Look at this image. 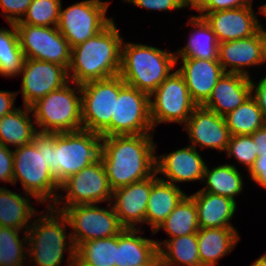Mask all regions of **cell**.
I'll return each instance as SVG.
<instances>
[{
	"mask_svg": "<svg viewBox=\"0 0 266 266\" xmlns=\"http://www.w3.org/2000/svg\"><path fill=\"white\" fill-rule=\"evenodd\" d=\"M152 134L102 137L101 160L110 188L130 185L156 173Z\"/></svg>",
	"mask_w": 266,
	"mask_h": 266,
	"instance_id": "obj_1",
	"label": "cell"
},
{
	"mask_svg": "<svg viewBox=\"0 0 266 266\" xmlns=\"http://www.w3.org/2000/svg\"><path fill=\"white\" fill-rule=\"evenodd\" d=\"M123 38L112 20L101 32L71 48L69 79L75 84L119 75Z\"/></svg>",
	"mask_w": 266,
	"mask_h": 266,
	"instance_id": "obj_2",
	"label": "cell"
},
{
	"mask_svg": "<svg viewBox=\"0 0 266 266\" xmlns=\"http://www.w3.org/2000/svg\"><path fill=\"white\" fill-rule=\"evenodd\" d=\"M54 142V133L38 132L33 141L13 151V183L20 180L25 193L34 197L37 202H49L55 206L60 185L48 168L47 150Z\"/></svg>",
	"mask_w": 266,
	"mask_h": 266,
	"instance_id": "obj_3",
	"label": "cell"
},
{
	"mask_svg": "<svg viewBox=\"0 0 266 266\" xmlns=\"http://www.w3.org/2000/svg\"><path fill=\"white\" fill-rule=\"evenodd\" d=\"M123 43L119 76L150 95L171 74L175 54L144 44Z\"/></svg>",
	"mask_w": 266,
	"mask_h": 266,
	"instance_id": "obj_4",
	"label": "cell"
},
{
	"mask_svg": "<svg viewBox=\"0 0 266 266\" xmlns=\"http://www.w3.org/2000/svg\"><path fill=\"white\" fill-rule=\"evenodd\" d=\"M102 136L81 129L54 133V142L47 150L48 168L60 185L68 177L98 161L101 157Z\"/></svg>",
	"mask_w": 266,
	"mask_h": 266,
	"instance_id": "obj_5",
	"label": "cell"
},
{
	"mask_svg": "<svg viewBox=\"0 0 266 266\" xmlns=\"http://www.w3.org/2000/svg\"><path fill=\"white\" fill-rule=\"evenodd\" d=\"M40 214L27 230V250L31 255V262L38 266H59L64 259V251L69 250V256H75L76 248L70 234L66 235L67 218L52 207ZM56 213V214H55ZM67 223V224H66ZM68 236V237H67ZM69 238V246L67 240ZM29 244V245H28ZM69 247V249H68Z\"/></svg>",
	"mask_w": 266,
	"mask_h": 266,
	"instance_id": "obj_6",
	"label": "cell"
},
{
	"mask_svg": "<svg viewBox=\"0 0 266 266\" xmlns=\"http://www.w3.org/2000/svg\"><path fill=\"white\" fill-rule=\"evenodd\" d=\"M79 94V95H77ZM81 86L64 85L30 106L34 122L42 133H64L82 128Z\"/></svg>",
	"mask_w": 266,
	"mask_h": 266,
	"instance_id": "obj_7",
	"label": "cell"
},
{
	"mask_svg": "<svg viewBox=\"0 0 266 266\" xmlns=\"http://www.w3.org/2000/svg\"><path fill=\"white\" fill-rule=\"evenodd\" d=\"M150 116V95L126 84L120 77V92L115 98L114 114L110 124L100 133L113 135H138L153 131Z\"/></svg>",
	"mask_w": 266,
	"mask_h": 266,
	"instance_id": "obj_8",
	"label": "cell"
},
{
	"mask_svg": "<svg viewBox=\"0 0 266 266\" xmlns=\"http://www.w3.org/2000/svg\"><path fill=\"white\" fill-rule=\"evenodd\" d=\"M196 107L197 104L191 98L184 77L176 70L150 94L152 126L155 128L157 124L164 122L185 125Z\"/></svg>",
	"mask_w": 266,
	"mask_h": 266,
	"instance_id": "obj_9",
	"label": "cell"
},
{
	"mask_svg": "<svg viewBox=\"0 0 266 266\" xmlns=\"http://www.w3.org/2000/svg\"><path fill=\"white\" fill-rule=\"evenodd\" d=\"M109 2L85 0L60 7L58 30L72 48L101 32L113 18H107Z\"/></svg>",
	"mask_w": 266,
	"mask_h": 266,
	"instance_id": "obj_10",
	"label": "cell"
},
{
	"mask_svg": "<svg viewBox=\"0 0 266 266\" xmlns=\"http://www.w3.org/2000/svg\"><path fill=\"white\" fill-rule=\"evenodd\" d=\"M109 209L99 208L96 204H80L64 208L61 212L67 218L73 244L118 235L124 227L111 203Z\"/></svg>",
	"mask_w": 266,
	"mask_h": 266,
	"instance_id": "obj_11",
	"label": "cell"
},
{
	"mask_svg": "<svg viewBox=\"0 0 266 266\" xmlns=\"http://www.w3.org/2000/svg\"><path fill=\"white\" fill-rule=\"evenodd\" d=\"M59 189L67 192L64 197L58 195L55 201L57 207L61 202L65 203L63 207L56 209V206H52L59 212L74 205L97 204L105 201L112 203L110 201H112L113 190L110 188L101 158L68 177L60 184ZM64 199L66 200L59 201Z\"/></svg>",
	"mask_w": 266,
	"mask_h": 266,
	"instance_id": "obj_12",
	"label": "cell"
},
{
	"mask_svg": "<svg viewBox=\"0 0 266 266\" xmlns=\"http://www.w3.org/2000/svg\"><path fill=\"white\" fill-rule=\"evenodd\" d=\"M15 26L25 58L56 63L68 70L71 47L57 27L28 24H15Z\"/></svg>",
	"mask_w": 266,
	"mask_h": 266,
	"instance_id": "obj_13",
	"label": "cell"
},
{
	"mask_svg": "<svg viewBox=\"0 0 266 266\" xmlns=\"http://www.w3.org/2000/svg\"><path fill=\"white\" fill-rule=\"evenodd\" d=\"M81 86L82 128L101 133L111 122L115 98L120 92V76L95 80Z\"/></svg>",
	"mask_w": 266,
	"mask_h": 266,
	"instance_id": "obj_14",
	"label": "cell"
},
{
	"mask_svg": "<svg viewBox=\"0 0 266 266\" xmlns=\"http://www.w3.org/2000/svg\"><path fill=\"white\" fill-rule=\"evenodd\" d=\"M24 106H31L40 98L68 82V70L59 64L25 58L21 70Z\"/></svg>",
	"mask_w": 266,
	"mask_h": 266,
	"instance_id": "obj_15",
	"label": "cell"
},
{
	"mask_svg": "<svg viewBox=\"0 0 266 266\" xmlns=\"http://www.w3.org/2000/svg\"><path fill=\"white\" fill-rule=\"evenodd\" d=\"M153 176L113 190L111 203L120 224L124 228L135 229L137 223L144 224L147 203L152 185L159 179Z\"/></svg>",
	"mask_w": 266,
	"mask_h": 266,
	"instance_id": "obj_16",
	"label": "cell"
},
{
	"mask_svg": "<svg viewBox=\"0 0 266 266\" xmlns=\"http://www.w3.org/2000/svg\"><path fill=\"white\" fill-rule=\"evenodd\" d=\"M185 124L184 129L188 131L192 147L196 148L199 144L201 148L226 151L231 135L223 116L197 106Z\"/></svg>",
	"mask_w": 266,
	"mask_h": 266,
	"instance_id": "obj_17",
	"label": "cell"
},
{
	"mask_svg": "<svg viewBox=\"0 0 266 266\" xmlns=\"http://www.w3.org/2000/svg\"><path fill=\"white\" fill-rule=\"evenodd\" d=\"M198 16L211 26L219 43L255 35L259 25L252 6L200 13Z\"/></svg>",
	"mask_w": 266,
	"mask_h": 266,
	"instance_id": "obj_18",
	"label": "cell"
},
{
	"mask_svg": "<svg viewBox=\"0 0 266 266\" xmlns=\"http://www.w3.org/2000/svg\"><path fill=\"white\" fill-rule=\"evenodd\" d=\"M205 167L206 164L201 155L191 145L163 156L156 155V173L163 174L170 180L160 177L159 179L175 186L176 183L186 181L203 182Z\"/></svg>",
	"mask_w": 266,
	"mask_h": 266,
	"instance_id": "obj_19",
	"label": "cell"
},
{
	"mask_svg": "<svg viewBox=\"0 0 266 266\" xmlns=\"http://www.w3.org/2000/svg\"><path fill=\"white\" fill-rule=\"evenodd\" d=\"M182 67L177 71L184 77L192 100L202 106L210 97L217 81L225 73L218 60L181 58Z\"/></svg>",
	"mask_w": 266,
	"mask_h": 266,
	"instance_id": "obj_20",
	"label": "cell"
},
{
	"mask_svg": "<svg viewBox=\"0 0 266 266\" xmlns=\"http://www.w3.org/2000/svg\"><path fill=\"white\" fill-rule=\"evenodd\" d=\"M251 95L250 77L225 72L202 106L224 117L243 104Z\"/></svg>",
	"mask_w": 266,
	"mask_h": 266,
	"instance_id": "obj_21",
	"label": "cell"
},
{
	"mask_svg": "<svg viewBox=\"0 0 266 266\" xmlns=\"http://www.w3.org/2000/svg\"><path fill=\"white\" fill-rule=\"evenodd\" d=\"M218 61L224 72L250 77L244 67L263 64L257 33L248 38L219 43Z\"/></svg>",
	"mask_w": 266,
	"mask_h": 266,
	"instance_id": "obj_22",
	"label": "cell"
},
{
	"mask_svg": "<svg viewBox=\"0 0 266 266\" xmlns=\"http://www.w3.org/2000/svg\"><path fill=\"white\" fill-rule=\"evenodd\" d=\"M190 197L196 204L199 228L233 227L229 221L236 211V201L201 190Z\"/></svg>",
	"mask_w": 266,
	"mask_h": 266,
	"instance_id": "obj_23",
	"label": "cell"
},
{
	"mask_svg": "<svg viewBox=\"0 0 266 266\" xmlns=\"http://www.w3.org/2000/svg\"><path fill=\"white\" fill-rule=\"evenodd\" d=\"M138 228H124L117 235L115 266H146L159 252L156 240L137 235Z\"/></svg>",
	"mask_w": 266,
	"mask_h": 266,
	"instance_id": "obj_24",
	"label": "cell"
},
{
	"mask_svg": "<svg viewBox=\"0 0 266 266\" xmlns=\"http://www.w3.org/2000/svg\"><path fill=\"white\" fill-rule=\"evenodd\" d=\"M199 259L202 266H215L240 240L234 227L200 228L197 232Z\"/></svg>",
	"mask_w": 266,
	"mask_h": 266,
	"instance_id": "obj_25",
	"label": "cell"
},
{
	"mask_svg": "<svg viewBox=\"0 0 266 266\" xmlns=\"http://www.w3.org/2000/svg\"><path fill=\"white\" fill-rule=\"evenodd\" d=\"M179 186L158 179L153 185L145 212V223L154 232L186 196Z\"/></svg>",
	"mask_w": 266,
	"mask_h": 266,
	"instance_id": "obj_26",
	"label": "cell"
},
{
	"mask_svg": "<svg viewBox=\"0 0 266 266\" xmlns=\"http://www.w3.org/2000/svg\"><path fill=\"white\" fill-rule=\"evenodd\" d=\"M188 23L196 29L191 33L187 45L175 53L176 62L179 58L218 60L219 42L211 26L198 15L192 16Z\"/></svg>",
	"mask_w": 266,
	"mask_h": 266,
	"instance_id": "obj_27",
	"label": "cell"
},
{
	"mask_svg": "<svg viewBox=\"0 0 266 266\" xmlns=\"http://www.w3.org/2000/svg\"><path fill=\"white\" fill-rule=\"evenodd\" d=\"M24 107L16 108L0 118V143L6 147L10 144L16 149L29 144L38 133L29 115L32 113L31 108Z\"/></svg>",
	"mask_w": 266,
	"mask_h": 266,
	"instance_id": "obj_28",
	"label": "cell"
},
{
	"mask_svg": "<svg viewBox=\"0 0 266 266\" xmlns=\"http://www.w3.org/2000/svg\"><path fill=\"white\" fill-rule=\"evenodd\" d=\"M17 194L9 189L0 187V227L14 228L27 232L28 222L37 212L32 204L29 203V194Z\"/></svg>",
	"mask_w": 266,
	"mask_h": 266,
	"instance_id": "obj_29",
	"label": "cell"
},
{
	"mask_svg": "<svg viewBox=\"0 0 266 266\" xmlns=\"http://www.w3.org/2000/svg\"><path fill=\"white\" fill-rule=\"evenodd\" d=\"M203 181L206 183L201 191L221 195L235 201L242 191V176L235 165L224 164L209 170L206 165Z\"/></svg>",
	"mask_w": 266,
	"mask_h": 266,
	"instance_id": "obj_30",
	"label": "cell"
},
{
	"mask_svg": "<svg viewBox=\"0 0 266 266\" xmlns=\"http://www.w3.org/2000/svg\"><path fill=\"white\" fill-rule=\"evenodd\" d=\"M161 228L170 236V239L197 233L200 228L194 200L186 195L153 234Z\"/></svg>",
	"mask_w": 266,
	"mask_h": 266,
	"instance_id": "obj_31",
	"label": "cell"
},
{
	"mask_svg": "<svg viewBox=\"0 0 266 266\" xmlns=\"http://www.w3.org/2000/svg\"><path fill=\"white\" fill-rule=\"evenodd\" d=\"M156 243L159 249L158 253L172 266H182V264L202 266L199 259L197 233L175 237L163 242L156 241Z\"/></svg>",
	"mask_w": 266,
	"mask_h": 266,
	"instance_id": "obj_32",
	"label": "cell"
},
{
	"mask_svg": "<svg viewBox=\"0 0 266 266\" xmlns=\"http://www.w3.org/2000/svg\"><path fill=\"white\" fill-rule=\"evenodd\" d=\"M230 135L253 134L266 124L263 113L252 95L234 111L224 116Z\"/></svg>",
	"mask_w": 266,
	"mask_h": 266,
	"instance_id": "obj_33",
	"label": "cell"
},
{
	"mask_svg": "<svg viewBox=\"0 0 266 266\" xmlns=\"http://www.w3.org/2000/svg\"><path fill=\"white\" fill-rule=\"evenodd\" d=\"M11 30L0 28V75L5 77L20 76L25 60L20 48L15 23H9Z\"/></svg>",
	"mask_w": 266,
	"mask_h": 266,
	"instance_id": "obj_34",
	"label": "cell"
},
{
	"mask_svg": "<svg viewBox=\"0 0 266 266\" xmlns=\"http://www.w3.org/2000/svg\"><path fill=\"white\" fill-rule=\"evenodd\" d=\"M76 255L89 266H115L117 263V235L81 243Z\"/></svg>",
	"mask_w": 266,
	"mask_h": 266,
	"instance_id": "obj_35",
	"label": "cell"
},
{
	"mask_svg": "<svg viewBox=\"0 0 266 266\" xmlns=\"http://www.w3.org/2000/svg\"><path fill=\"white\" fill-rule=\"evenodd\" d=\"M20 230L0 227V266H23L27 257L24 244H27V233L19 239ZM22 241V242H21ZM25 252V253H24Z\"/></svg>",
	"mask_w": 266,
	"mask_h": 266,
	"instance_id": "obj_36",
	"label": "cell"
},
{
	"mask_svg": "<svg viewBox=\"0 0 266 266\" xmlns=\"http://www.w3.org/2000/svg\"><path fill=\"white\" fill-rule=\"evenodd\" d=\"M61 0H32L27 12L15 24H28L32 26H58Z\"/></svg>",
	"mask_w": 266,
	"mask_h": 266,
	"instance_id": "obj_37",
	"label": "cell"
},
{
	"mask_svg": "<svg viewBox=\"0 0 266 266\" xmlns=\"http://www.w3.org/2000/svg\"><path fill=\"white\" fill-rule=\"evenodd\" d=\"M226 152L228 157L233 155L237 161L245 165L248 171L258 157L257 147L252 139V134L231 136Z\"/></svg>",
	"mask_w": 266,
	"mask_h": 266,
	"instance_id": "obj_38",
	"label": "cell"
},
{
	"mask_svg": "<svg viewBox=\"0 0 266 266\" xmlns=\"http://www.w3.org/2000/svg\"><path fill=\"white\" fill-rule=\"evenodd\" d=\"M188 6L200 13L252 6V0H188Z\"/></svg>",
	"mask_w": 266,
	"mask_h": 266,
	"instance_id": "obj_39",
	"label": "cell"
},
{
	"mask_svg": "<svg viewBox=\"0 0 266 266\" xmlns=\"http://www.w3.org/2000/svg\"><path fill=\"white\" fill-rule=\"evenodd\" d=\"M31 3L32 0H0V8L9 23H16L24 17Z\"/></svg>",
	"mask_w": 266,
	"mask_h": 266,
	"instance_id": "obj_40",
	"label": "cell"
},
{
	"mask_svg": "<svg viewBox=\"0 0 266 266\" xmlns=\"http://www.w3.org/2000/svg\"><path fill=\"white\" fill-rule=\"evenodd\" d=\"M150 10L168 11L188 6V0H123Z\"/></svg>",
	"mask_w": 266,
	"mask_h": 266,
	"instance_id": "obj_41",
	"label": "cell"
},
{
	"mask_svg": "<svg viewBox=\"0 0 266 266\" xmlns=\"http://www.w3.org/2000/svg\"><path fill=\"white\" fill-rule=\"evenodd\" d=\"M13 150L0 143V181L13 183Z\"/></svg>",
	"mask_w": 266,
	"mask_h": 266,
	"instance_id": "obj_42",
	"label": "cell"
},
{
	"mask_svg": "<svg viewBox=\"0 0 266 266\" xmlns=\"http://www.w3.org/2000/svg\"><path fill=\"white\" fill-rule=\"evenodd\" d=\"M248 173L251 180L266 189V153H260Z\"/></svg>",
	"mask_w": 266,
	"mask_h": 266,
	"instance_id": "obj_43",
	"label": "cell"
},
{
	"mask_svg": "<svg viewBox=\"0 0 266 266\" xmlns=\"http://www.w3.org/2000/svg\"><path fill=\"white\" fill-rule=\"evenodd\" d=\"M252 97L256 100L259 108L263 113V117L266 122V76L263 77L258 83H254L251 80ZM253 91L255 95L253 96Z\"/></svg>",
	"mask_w": 266,
	"mask_h": 266,
	"instance_id": "obj_44",
	"label": "cell"
},
{
	"mask_svg": "<svg viewBox=\"0 0 266 266\" xmlns=\"http://www.w3.org/2000/svg\"><path fill=\"white\" fill-rule=\"evenodd\" d=\"M17 94L19 92L0 90V118L16 109L14 103Z\"/></svg>",
	"mask_w": 266,
	"mask_h": 266,
	"instance_id": "obj_45",
	"label": "cell"
},
{
	"mask_svg": "<svg viewBox=\"0 0 266 266\" xmlns=\"http://www.w3.org/2000/svg\"><path fill=\"white\" fill-rule=\"evenodd\" d=\"M252 139L257 147V154L266 153V124L252 134Z\"/></svg>",
	"mask_w": 266,
	"mask_h": 266,
	"instance_id": "obj_46",
	"label": "cell"
},
{
	"mask_svg": "<svg viewBox=\"0 0 266 266\" xmlns=\"http://www.w3.org/2000/svg\"><path fill=\"white\" fill-rule=\"evenodd\" d=\"M257 36L260 42V49L263 63L266 62V30L259 24L257 28Z\"/></svg>",
	"mask_w": 266,
	"mask_h": 266,
	"instance_id": "obj_47",
	"label": "cell"
},
{
	"mask_svg": "<svg viewBox=\"0 0 266 266\" xmlns=\"http://www.w3.org/2000/svg\"><path fill=\"white\" fill-rule=\"evenodd\" d=\"M146 266H172L159 253Z\"/></svg>",
	"mask_w": 266,
	"mask_h": 266,
	"instance_id": "obj_48",
	"label": "cell"
},
{
	"mask_svg": "<svg viewBox=\"0 0 266 266\" xmlns=\"http://www.w3.org/2000/svg\"><path fill=\"white\" fill-rule=\"evenodd\" d=\"M68 264L67 266H89L83 260H81L76 254L75 256H69L67 259Z\"/></svg>",
	"mask_w": 266,
	"mask_h": 266,
	"instance_id": "obj_49",
	"label": "cell"
},
{
	"mask_svg": "<svg viewBox=\"0 0 266 266\" xmlns=\"http://www.w3.org/2000/svg\"><path fill=\"white\" fill-rule=\"evenodd\" d=\"M251 266H266V254L258 258Z\"/></svg>",
	"mask_w": 266,
	"mask_h": 266,
	"instance_id": "obj_50",
	"label": "cell"
},
{
	"mask_svg": "<svg viewBox=\"0 0 266 266\" xmlns=\"http://www.w3.org/2000/svg\"><path fill=\"white\" fill-rule=\"evenodd\" d=\"M260 13L266 15V4H264V5L261 6Z\"/></svg>",
	"mask_w": 266,
	"mask_h": 266,
	"instance_id": "obj_51",
	"label": "cell"
}]
</instances>
